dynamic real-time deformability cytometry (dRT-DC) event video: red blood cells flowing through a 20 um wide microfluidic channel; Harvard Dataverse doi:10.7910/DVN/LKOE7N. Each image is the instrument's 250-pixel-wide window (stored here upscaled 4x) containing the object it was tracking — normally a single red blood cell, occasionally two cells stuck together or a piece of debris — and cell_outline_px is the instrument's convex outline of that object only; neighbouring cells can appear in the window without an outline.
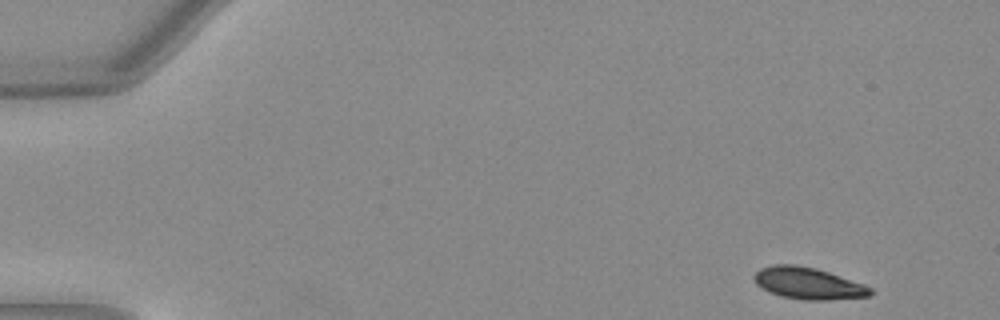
{"species": "Egyptian fruit bat (a non-hibernating species)", "species_latin": "Rousettus aegyptiacus", "temperature_condition": "warm", "stored_images_in_passage": 15, "camera_frame_rate_fps": 3000, "um_per_image_px": 0.085, "animal": {"sex": "female"}, "frame": {"image": 1, "passage_image": 1, "time_ms": 0.0, "image_size_px": [1000, 320], "cell_outline_px": [[872, 296], [828, 300], [804, 300], [780, 296], [756, 284], [752, 276], [760, 268], [776, 264], [792, 264], [816, 268], [864, 284], [872, 288]], "centroid_in_image_um": [68.71, 24.08], "position_along_channel_um": 16.3, "area_um2": 21.44}}
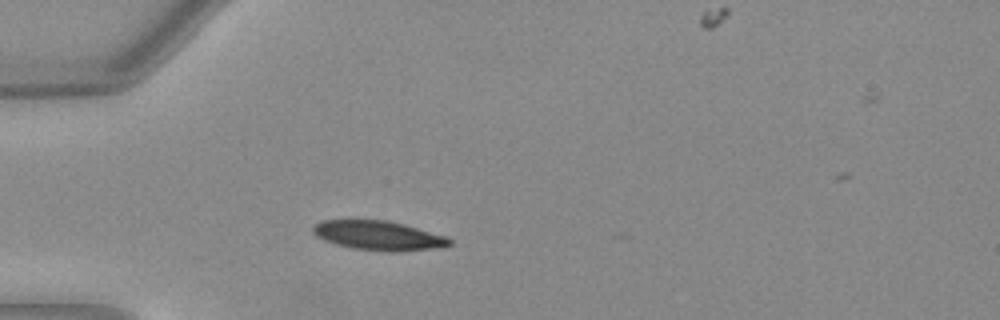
{"frame": {"image": 2, "passage_image": 12, "time_ms": 3.667, "image_size_px": [1000, 320], "cell_outline_px": [[452, 244], [432, 248], [392, 252], [388, 252], [352, 248], [336, 244], [324, 240], [316, 236], [312, 232], [312, 228], [320, 220], [384, 220], [416, 228], [444, 236], [452, 240]], "centroid_in_image_um": [32.09, 20.02], "position_along_channel_um": 52.9, "area_um2": 22.89}}